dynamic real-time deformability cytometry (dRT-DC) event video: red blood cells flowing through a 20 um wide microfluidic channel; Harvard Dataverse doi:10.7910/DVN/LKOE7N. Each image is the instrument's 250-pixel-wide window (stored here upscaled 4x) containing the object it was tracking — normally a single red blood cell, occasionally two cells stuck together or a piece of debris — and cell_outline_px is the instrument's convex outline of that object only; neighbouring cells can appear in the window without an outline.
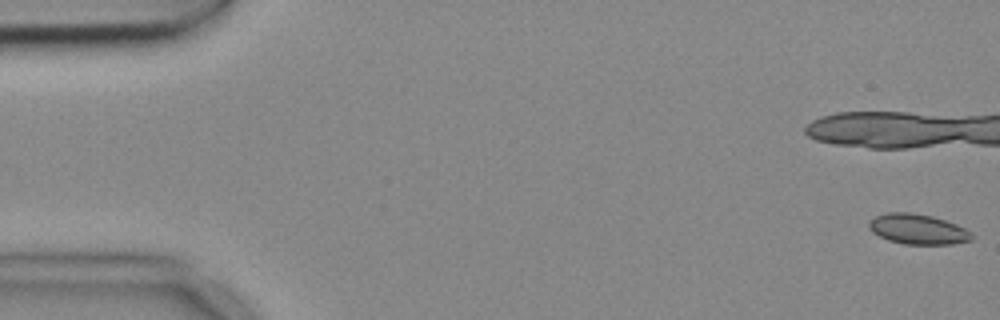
{"species": "common noctule bat (a hibernating species)", "species_latin": "Nyctalus noctula", "temperature_condition": "cold", "stored_images_in_passage": 7, "camera_frame_rate_fps": 3000, "um_per_image_px": 0.085, "animal": {"sex": "female", "body_mass_g": 18.4}, "frame": {"image": 1, "passage_image": 1, "time_ms": 0.0, "image_size_px": [1000, 320], "cell_outline_px": [[972, 240], [952, 244], [904, 244], [888, 240], [872, 232], [868, 228], [868, 220], [876, 216], [888, 212], [912, 212], [932, 216], [956, 224], [972, 232]], "centroid_in_image_um": [77.99, 19.47], "position_along_channel_um": 7.0, "area_um2": 18.15}}